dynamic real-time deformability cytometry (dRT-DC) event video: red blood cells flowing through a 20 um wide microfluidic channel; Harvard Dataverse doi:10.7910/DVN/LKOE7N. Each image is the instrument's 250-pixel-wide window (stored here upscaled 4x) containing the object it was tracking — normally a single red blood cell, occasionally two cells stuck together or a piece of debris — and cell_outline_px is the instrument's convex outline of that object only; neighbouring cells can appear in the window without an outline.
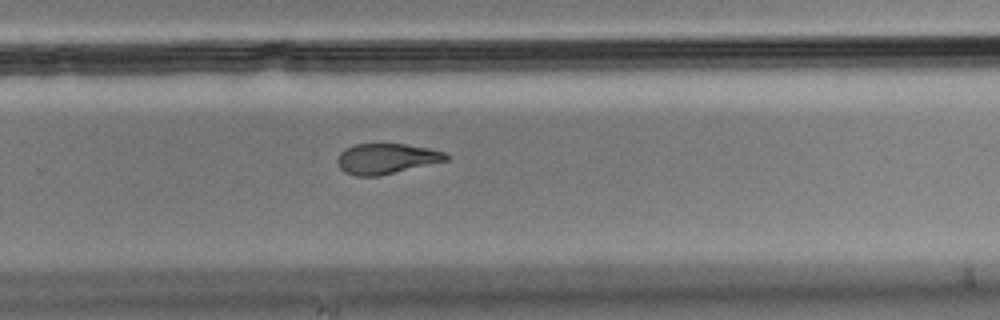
{"species": "Egyptian fruit bat (a non-hibernating species)", "species_latin": "Rousettus aegyptiacus", "temperature_condition": "cold", "stored_images_in_passage": 8, "segment_of_instrument_passage": [2, 2], "camera_frame_rate_fps": 3000, "um_per_image_px": 0.085, "animal": {"sex": "male"}, "frame": {"image": 1, "passage_image": 8, "time_ms": 2.333, "image_size_px": [1000, 320], "cell_outline_px": [[448, 160], [380, 176], [356, 176], [344, 172], [340, 168], [336, 160], [340, 152], [344, 148], [356, 144], [404, 144], [428, 148], [444, 152], [448, 156]], "centroid_in_image_um": [32.8, 13.49], "position_along_channel_um": 297.0, "area_um2": 19.25}}